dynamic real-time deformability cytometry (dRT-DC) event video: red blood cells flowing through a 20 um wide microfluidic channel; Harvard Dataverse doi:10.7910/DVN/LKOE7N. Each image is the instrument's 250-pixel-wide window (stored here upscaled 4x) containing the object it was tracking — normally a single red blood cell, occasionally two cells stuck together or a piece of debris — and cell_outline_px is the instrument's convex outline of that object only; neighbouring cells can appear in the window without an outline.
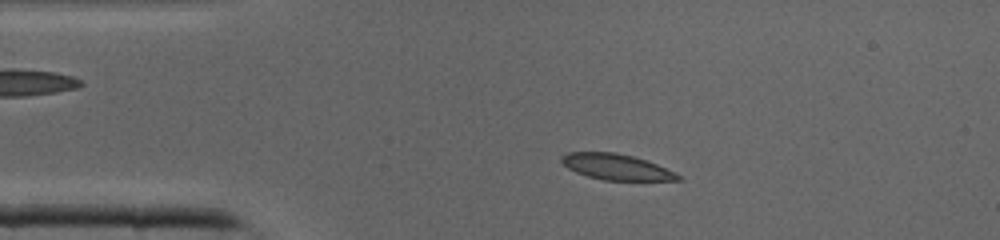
{"species": "common noctule bat (a hibernating species)", "species_latin": "Nyctalus noctula", "temperature_condition": "cold", "stored_images_in_passage": 38, "camera_frame_rate_fps": 3000, "um_per_image_px": 0.085, "animal": {"sex": "male", "body_mass_g": 19.0, "forearm_length_mm": 50.8}, "frame": {"image": 1, "passage_image": 5, "time_ms": 1.333, "image_size_px": [1000, 240], "cell_outline_px": [[684, 180], [604, 180], [588, 176], [576, 172], [568, 168], [560, 160], [560, 156], [568, 152], [616, 152], [632, 156], [656, 164], [676, 172]], "centroid_in_image_um": [52.38, 14.18], "position_along_channel_um": 32.6, "area_um2": 17.4}}
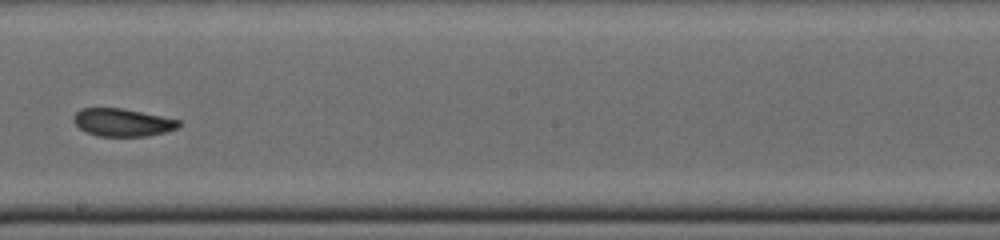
{"frame": {"image": 2, "passage_image": 20, "time_ms": 6.333, "image_size_px": [1000, 240], "cell_outline_px": [[180, 124], [176, 128], [164, 132], [144, 136], [96, 136], [84, 132], [72, 120], [72, 116], [80, 108], [120, 108], [180, 120]], "centroid_in_image_um": [10.33, 10.41], "position_along_channel_um": 237.9, "area_um2": 16.88}}
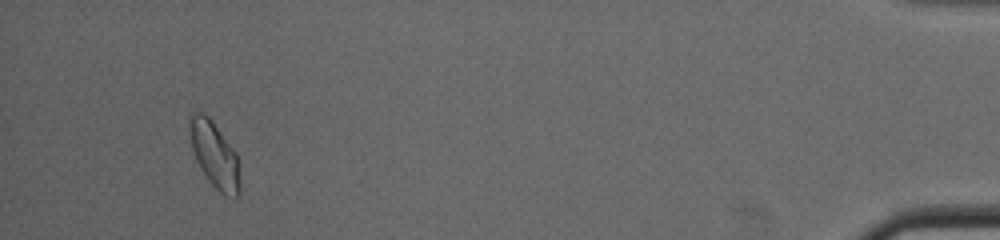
{"frame": {"image": 3, "passage_image": 36, "time_ms": 11.667, "image_size_px": [1000, 240], "cell_outline_px": [[240, 192], [236, 200], [224, 196], [208, 180], [200, 168], [196, 160], [192, 148], [188, 132], [188, 112], [200, 112], [208, 116], [212, 120], [236, 152], [240, 184]], "centroid_in_image_um": [18.21, 13.15], "position_along_channel_um": 417.0, "area_um2": 19.71}}